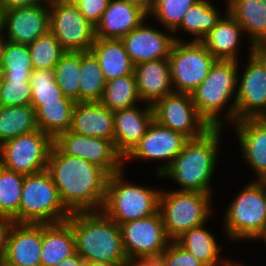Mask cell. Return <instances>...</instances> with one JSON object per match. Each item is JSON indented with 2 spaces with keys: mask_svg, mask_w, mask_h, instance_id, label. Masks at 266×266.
I'll list each match as a JSON object with an SVG mask.
<instances>
[{
  "mask_svg": "<svg viewBox=\"0 0 266 266\" xmlns=\"http://www.w3.org/2000/svg\"><path fill=\"white\" fill-rule=\"evenodd\" d=\"M46 170L62 203L71 213L102 210L109 174L101 167L66 155L53 145Z\"/></svg>",
  "mask_w": 266,
  "mask_h": 266,
  "instance_id": "6da1fadb",
  "label": "cell"
},
{
  "mask_svg": "<svg viewBox=\"0 0 266 266\" xmlns=\"http://www.w3.org/2000/svg\"><path fill=\"white\" fill-rule=\"evenodd\" d=\"M226 131L227 128H211L203 136L189 139L171 166L162 174V179L172 180L171 183L176 185L174 190L214 195L216 186L213 189V179L218 173L221 142Z\"/></svg>",
  "mask_w": 266,
  "mask_h": 266,
  "instance_id": "7a4b0ae2",
  "label": "cell"
},
{
  "mask_svg": "<svg viewBox=\"0 0 266 266\" xmlns=\"http://www.w3.org/2000/svg\"><path fill=\"white\" fill-rule=\"evenodd\" d=\"M67 221L75 238V252L84 261L129 264L120 226L102 210L72 212Z\"/></svg>",
  "mask_w": 266,
  "mask_h": 266,
  "instance_id": "3957f363",
  "label": "cell"
},
{
  "mask_svg": "<svg viewBox=\"0 0 266 266\" xmlns=\"http://www.w3.org/2000/svg\"><path fill=\"white\" fill-rule=\"evenodd\" d=\"M238 68L239 61L216 60L191 93L198 113L211 128H228L236 122Z\"/></svg>",
  "mask_w": 266,
  "mask_h": 266,
  "instance_id": "277c9868",
  "label": "cell"
},
{
  "mask_svg": "<svg viewBox=\"0 0 266 266\" xmlns=\"http://www.w3.org/2000/svg\"><path fill=\"white\" fill-rule=\"evenodd\" d=\"M234 194L220 222L225 240L257 242L266 233V182L249 180Z\"/></svg>",
  "mask_w": 266,
  "mask_h": 266,
  "instance_id": "5b68a950",
  "label": "cell"
},
{
  "mask_svg": "<svg viewBox=\"0 0 266 266\" xmlns=\"http://www.w3.org/2000/svg\"><path fill=\"white\" fill-rule=\"evenodd\" d=\"M129 169L109 175L102 211L119 226L140 220L159 210L161 188L133 182L127 178ZM128 179V180H127Z\"/></svg>",
  "mask_w": 266,
  "mask_h": 266,
  "instance_id": "8992f818",
  "label": "cell"
},
{
  "mask_svg": "<svg viewBox=\"0 0 266 266\" xmlns=\"http://www.w3.org/2000/svg\"><path fill=\"white\" fill-rule=\"evenodd\" d=\"M164 188L159 196V212L167 237L171 241H175L191 228L207 224L216 216L213 205L215 195L167 189L166 186Z\"/></svg>",
  "mask_w": 266,
  "mask_h": 266,
  "instance_id": "52a82bcc",
  "label": "cell"
},
{
  "mask_svg": "<svg viewBox=\"0 0 266 266\" xmlns=\"http://www.w3.org/2000/svg\"><path fill=\"white\" fill-rule=\"evenodd\" d=\"M71 212L62 203L47 170L25 175L20 202V223L50 224L66 221Z\"/></svg>",
  "mask_w": 266,
  "mask_h": 266,
  "instance_id": "ba28073f",
  "label": "cell"
},
{
  "mask_svg": "<svg viewBox=\"0 0 266 266\" xmlns=\"http://www.w3.org/2000/svg\"><path fill=\"white\" fill-rule=\"evenodd\" d=\"M174 92L191 94L216 59L201 42L175 41L168 57Z\"/></svg>",
  "mask_w": 266,
  "mask_h": 266,
  "instance_id": "9c48e42d",
  "label": "cell"
},
{
  "mask_svg": "<svg viewBox=\"0 0 266 266\" xmlns=\"http://www.w3.org/2000/svg\"><path fill=\"white\" fill-rule=\"evenodd\" d=\"M189 139L181 133L175 132L165 127L155 120L149 125L146 134L141 138L134 149L123 159V168L132 161L156 162L154 167L157 181L162 178V174L171 166L174 159L183 150L185 143ZM160 162V163H159Z\"/></svg>",
  "mask_w": 266,
  "mask_h": 266,
  "instance_id": "30bf717a",
  "label": "cell"
},
{
  "mask_svg": "<svg viewBox=\"0 0 266 266\" xmlns=\"http://www.w3.org/2000/svg\"><path fill=\"white\" fill-rule=\"evenodd\" d=\"M54 139L40 129L20 135L0 145V164L24 175L47 169Z\"/></svg>",
  "mask_w": 266,
  "mask_h": 266,
  "instance_id": "8fae6325",
  "label": "cell"
},
{
  "mask_svg": "<svg viewBox=\"0 0 266 266\" xmlns=\"http://www.w3.org/2000/svg\"><path fill=\"white\" fill-rule=\"evenodd\" d=\"M49 31L65 52L90 51L95 26L66 0H49Z\"/></svg>",
  "mask_w": 266,
  "mask_h": 266,
  "instance_id": "7c38bea8",
  "label": "cell"
},
{
  "mask_svg": "<svg viewBox=\"0 0 266 266\" xmlns=\"http://www.w3.org/2000/svg\"><path fill=\"white\" fill-rule=\"evenodd\" d=\"M120 229L129 262L157 260L171 241L165 232L159 210L140 220L121 224Z\"/></svg>",
  "mask_w": 266,
  "mask_h": 266,
  "instance_id": "4fadbf2b",
  "label": "cell"
},
{
  "mask_svg": "<svg viewBox=\"0 0 266 266\" xmlns=\"http://www.w3.org/2000/svg\"><path fill=\"white\" fill-rule=\"evenodd\" d=\"M152 108L156 122L188 139L199 138L211 129L198 113L191 94L173 92L157 100Z\"/></svg>",
  "mask_w": 266,
  "mask_h": 266,
  "instance_id": "5bb4252c",
  "label": "cell"
},
{
  "mask_svg": "<svg viewBox=\"0 0 266 266\" xmlns=\"http://www.w3.org/2000/svg\"><path fill=\"white\" fill-rule=\"evenodd\" d=\"M244 58L239 60L235 119L266 118V69L251 52Z\"/></svg>",
  "mask_w": 266,
  "mask_h": 266,
  "instance_id": "9a60e30c",
  "label": "cell"
},
{
  "mask_svg": "<svg viewBox=\"0 0 266 266\" xmlns=\"http://www.w3.org/2000/svg\"><path fill=\"white\" fill-rule=\"evenodd\" d=\"M54 145L64 154L85 159L105 170L109 175L123 169V158L109 139L83 136L66 131L54 139Z\"/></svg>",
  "mask_w": 266,
  "mask_h": 266,
  "instance_id": "2e32d148",
  "label": "cell"
},
{
  "mask_svg": "<svg viewBox=\"0 0 266 266\" xmlns=\"http://www.w3.org/2000/svg\"><path fill=\"white\" fill-rule=\"evenodd\" d=\"M149 20L145 19L137 28L120 39L134 65L168 58L175 42L172 31L162 26L159 29L158 24L156 27L152 24L153 20Z\"/></svg>",
  "mask_w": 266,
  "mask_h": 266,
  "instance_id": "e0dca14e",
  "label": "cell"
},
{
  "mask_svg": "<svg viewBox=\"0 0 266 266\" xmlns=\"http://www.w3.org/2000/svg\"><path fill=\"white\" fill-rule=\"evenodd\" d=\"M229 127L235 132L241 161L254 173V179L251 178L250 181H265L266 118H247L236 121Z\"/></svg>",
  "mask_w": 266,
  "mask_h": 266,
  "instance_id": "ac0fdd59",
  "label": "cell"
},
{
  "mask_svg": "<svg viewBox=\"0 0 266 266\" xmlns=\"http://www.w3.org/2000/svg\"><path fill=\"white\" fill-rule=\"evenodd\" d=\"M49 32V0L4 11L3 35L7 41L30 44Z\"/></svg>",
  "mask_w": 266,
  "mask_h": 266,
  "instance_id": "d6986e66",
  "label": "cell"
},
{
  "mask_svg": "<svg viewBox=\"0 0 266 266\" xmlns=\"http://www.w3.org/2000/svg\"><path fill=\"white\" fill-rule=\"evenodd\" d=\"M114 146L124 159L146 134L154 120L152 105L142 102L134 107L113 112Z\"/></svg>",
  "mask_w": 266,
  "mask_h": 266,
  "instance_id": "ffe728a7",
  "label": "cell"
},
{
  "mask_svg": "<svg viewBox=\"0 0 266 266\" xmlns=\"http://www.w3.org/2000/svg\"><path fill=\"white\" fill-rule=\"evenodd\" d=\"M43 224L14 223L11 228L4 266H41Z\"/></svg>",
  "mask_w": 266,
  "mask_h": 266,
  "instance_id": "44dd1931",
  "label": "cell"
},
{
  "mask_svg": "<svg viewBox=\"0 0 266 266\" xmlns=\"http://www.w3.org/2000/svg\"><path fill=\"white\" fill-rule=\"evenodd\" d=\"M246 40L242 27L227 12L200 42L216 60L239 61L242 59L241 49L244 45L247 47L246 51L251 52L252 44L250 42L244 44Z\"/></svg>",
  "mask_w": 266,
  "mask_h": 266,
  "instance_id": "7402d4cb",
  "label": "cell"
},
{
  "mask_svg": "<svg viewBox=\"0 0 266 266\" xmlns=\"http://www.w3.org/2000/svg\"><path fill=\"white\" fill-rule=\"evenodd\" d=\"M147 18L148 14L136 5L122 0H110L108 8L95 26V37L121 39Z\"/></svg>",
  "mask_w": 266,
  "mask_h": 266,
  "instance_id": "603a6c76",
  "label": "cell"
},
{
  "mask_svg": "<svg viewBox=\"0 0 266 266\" xmlns=\"http://www.w3.org/2000/svg\"><path fill=\"white\" fill-rule=\"evenodd\" d=\"M206 225L210 224L189 229L175 241L204 266H235L238 259H233L232 255L230 258L223 253L221 254L222 249H224L222 243H219L215 231L212 232Z\"/></svg>",
  "mask_w": 266,
  "mask_h": 266,
  "instance_id": "cb8c5ba5",
  "label": "cell"
},
{
  "mask_svg": "<svg viewBox=\"0 0 266 266\" xmlns=\"http://www.w3.org/2000/svg\"><path fill=\"white\" fill-rule=\"evenodd\" d=\"M68 131L114 143V115L100 102H76Z\"/></svg>",
  "mask_w": 266,
  "mask_h": 266,
  "instance_id": "d4e9b609",
  "label": "cell"
},
{
  "mask_svg": "<svg viewBox=\"0 0 266 266\" xmlns=\"http://www.w3.org/2000/svg\"><path fill=\"white\" fill-rule=\"evenodd\" d=\"M223 1L224 12L212 0H198L194 3L184 15L181 25L173 32L175 41L200 42L228 12L227 0ZM186 34L189 35L188 39Z\"/></svg>",
  "mask_w": 266,
  "mask_h": 266,
  "instance_id": "484cf974",
  "label": "cell"
},
{
  "mask_svg": "<svg viewBox=\"0 0 266 266\" xmlns=\"http://www.w3.org/2000/svg\"><path fill=\"white\" fill-rule=\"evenodd\" d=\"M134 76L142 102L153 105L174 92L168 58L146 61L135 65Z\"/></svg>",
  "mask_w": 266,
  "mask_h": 266,
  "instance_id": "4316f807",
  "label": "cell"
},
{
  "mask_svg": "<svg viewBox=\"0 0 266 266\" xmlns=\"http://www.w3.org/2000/svg\"><path fill=\"white\" fill-rule=\"evenodd\" d=\"M75 253V238L71 224L66 220L43 224L41 266H57Z\"/></svg>",
  "mask_w": 266,
  "mask_h": 266,
  "instance_id": "83f0119b",
  "label": "cell"
},
{
  "mask_svg": "<svg viewBox=\"0 0 266 266\" xmlns=\"http://www.w3.org/2000/svg\"><path fill=\"white\" fill-rule=\"evenodd\" d=\"M90 51L98 60L106 81L134 74L135 65L120 39L95 38Z\"/></svg>",
  "mask_w": 266,
  "mask_h": 266,
  "instance_id": "f1b7e54d",
  "label": "cell"
},
{
  "mask_svg": "<svg viewBox=\"0 0 266 266\" xmlns=\"http://www.w3.org/2000/svg\"><path fill=\"white\" fill-rule=\"evenodd\" d=\"M228 13L239 23L251 44L266 40V8L262 0H227Z\"/></svg>",
  "mask_w": 266,
  "mask_h": 266,
  "instance_id": "f546056e",
  "label": "cell"
},
{
  "mask_svg": "<svg viewBox=\"0 0 266 266\" xmlns=\"http://www.w3.org/2000/svg\"><path fill=\"white\" fill-rule=\"evenodd\" d=\"M75 101L58 98V101L43 102L35 110L38 129L55 139L69 130Z\"/></svg>",
  "mask_w": 266,
  "mask_h": 266,
  "instance_id": "4dcf8cb0",
  "label": "cell"
},
{
  "mask_svg": "<svg viewBox=\"0 0 266 266\" xmlns=\"http://www.w3.org/2000/svg\"><path fill=\"white\" fill-rule=\"evenodd\" d=\"M38 130L35 109L29 105L0 106V145L23 134Z\"/></svg>",
  "mask_w": 266,
  "mask_h": 266,
  "instance_id": "1f68e13d",
  "label": "cell"
},
{
  "mask_svg": "<svg viewBox=\"0 0 266 266\" xmlns=\"http://www.w3.org/2000/svg\"><path fill=\"white\" fill-rule=\"evenodd\" d=\"M100 103L112 112L141 104L134 74L107 81Z\"/></svg>",
  "mask_w": 266,
  "mask_h": 266,
  "instance_id": "d6a6232c",
  "label": "cell"
},
{
  "mask_svg": "<svg viewBox=\"0 0 266 266\" xmlns=\"http://www.w3.org/2000/svg\"><path fill=\"white\" fill-rule=\"evenodd\" d=\"M80 75L79 102H100L107 81L91 51L81 52Z\"/></svg>",
  "mask_w": 266,
  "mask_h": 266,
  "instance_id": "836d02e7",
  "label": "cell"
},
{
  "mask_svg": "<svg viewBox=\"0 0 266 266\" xmlns=\"http://www.w3.org/2000/svg\"><path fill=\"white\" fill-rule=\"evenodd\" d=\"M25 175L0 164V217L20 223V202Z\"/></svg>",
  "mask_w": 266,
  "mask_h": 266,
  "instance_id": "e575fe53",
  "label": "cell"
},
{
  "mask_svg": "<svg viewBox=\"0 0 266 266\" xmlns=\"http://www.w3.org/2000/svg\"><path fill=\"white\" fill-rule=\"evenodd\" d=\"M81 52H65L54 68L55 80L65 97L79 102Z\"/></svg>",
  "mask_w": 266,
  "mask_h": 266,
  "instance_id": "d590c367",
  "label": "cell"
},
{
  "mask_svg": "<svg viewBox=\"0 0 266 266\" xmlns=\"http://www.w3.org/2000/svg\"><path fill=\"white\" fill-rule=\"evenodd\" d=\"M198 0H153L148 18L153 24L174 32L182 23L187 10Z\"/></svg>",
  "mask_w": 266,
  "mask_h": 266,
  "instance_id": "8d00e7d4",
  "label": "cell"
},
{
  "mask_svg": "<svg viewBox=\"0 0 266 266\" xmlns=\"http://www.w3.org/2000/svg\"><path fill=\"white\" fill-rule=\"evenodd\" d=\"M28 50L34 70H54L65 53L50 31L28 44Z\"/></svg>",
  "mask_w": 266,
  "mask_h": 266,
  "instance_id": "74e56055",
  "label": "cell"
},
{
  "mask_svg": "<svg viewBox=\"0 0 266 266\" xmlns=\"http://www.w3.org/2000/svg\"><path fill=\"white\" fill-rule=\"evenodd\" d=\"M1 67L3 78H30L34 68L28 45L7 41Z\"/></svg>",
  "mask_w": 266,
  "mask_h": 266,
  "instance_id": "f35d334b",
  "label": "cell"
},
{
  "mask_svg": "<svg viewBox=\"0 0 266 266\" xmlns=\"http://www.w3.org/2000/svg\"><path fill=\"white\" fill-rule=\"evenodd\" d=\"M29 83L32 89L30 105L36 110L43 102L58 101L65 97L55 80L54 70H33Z\"/></svg>",
  "mask_w": 266,
  "mask_h": 266,
  "instance_id": "ab89813d",
  "label": "cell"
},
{
  "mask_svg": "<svg viewBox=\"0 0 266 266\" xmlns=\"http://www.w3.org/2000/svg\"><path fill=\"white\" fill-rule=\"evenodd\" d=\"M30 78H3L0 84V106H23L31 103Z\"/></svg>",
  "mask_w": 266,
  "mask_h": 266,
  "instance_id": "60d3db41",
  "label": "cell"
},
{
  "mask_svg": "<svg viewBox=\"0 0 266 266\" xmlns=\"http://www.w3.org/2000/svg\"><path fill=\"white\" fill-rule=\"evenodd\" d=\"M156 261L160 266H204L176 241H170L165 251Z\"/></svg>",
  "mask_w": 266,
  "mask_h": 266,
  "instance_id": "b9f144b4",
  "label": "cell"
},
{
  "mask_svg": "<svg viewBox=\"0 0 266 266\" xmlns=\"http://www.w3.org/2000/svg\"><path fill=\"white\" fill-rule=\"evenodd\" d=\"M71 4L77 6L80 13L88 20L92 25L100 21L103 13L108 8L110 0H66Z\"/></svg>",
  "mask_w": 266,
  "mask_h": 266,
  "instance_id": "7bdbcfd3",
  "label": "cell"
},
{
  "mask_svg": "<svg viewBox=\"0 0 266 266\" xmlns=\"http://www.w3.org/2000/svg\"><path fill=\"white\" fill-rule=\"evenodd\" d=\"M15 221L11 218L0 217V261H3L8 244V237Z\"/></svg>",
  "mask_w": 266,
  "mask_h": 266,
  "instance_id": "ee69618b",
  "label": "cell"
},
{
  "mask_svg": "<svg viewBox=\"0 0 266 266\" xmlns=\"http://www.w3.org/2000/svg\"><path fill=\"white\" fill-rule=\"evenodd\" d=\"M251 54L266 69V40H260L252 43Z\"/></svg>",
  "mask_w": 266,
  "mask_h": 266,
  "instance_id": "f6af8a7d",
  "label": "cell"
},
{
  "mask_svg": "<svg viewBox=\"0 0 266 266\" xmlns=\"http://www.w3.org/2000/svg\"><path fill=\"white\" fill-rule=\"evenodd\" d=\"M42 1H45V0H0V4L5 10H7V9L16 8V7L33 6L38 3H41Z\"/></svg>",
  "mask_w": 266,
  "mask_h": 266,
  "instance_id": "bcb514c9",
  "label": "cell"
},
{
  "mask_svg": "<svg viewBox=\"0 0 266 266\" xmlns=\"http://www.w3.org/2000/svg\"><path fill=\"white\" fill-rule=\"evenodd\" d=\"M84 259L79 256L77 252H75L70 257L61 261L57 266H83Z\"/></svg>",
  "mask_w": 266,
  "mask_h": 266,
  "instance_id": "7dc6e473",
  "label": "cell"
},
{
  "mask_svg": "<svg viewBox=\"0 0 266 266\" xmlns=\"http://www.w3.org/2000/svg\"><path fill=\"white\" fill-rule=\"evenodd\" d=\"M122 1L136 5L142 8L147 14H149L153 0H122Z\"/></svg>",
  "mask_w": 266,
  "mask_h": 266,
  "instance_id": "c3c4849f",
  "label": "cell"
},
{
  "mask_svg": "<svg viewBox=\"0 0 266 266\" xmlns=\"http://www.w3.org/2000/svg\"><path fill=\"white\" fill-rule=\"evenodd\" d=\"M128 266H160V264L156 260L132 261Z\"/></svg>",
  "mask_w": 266,
  "mask_h": 266,
  "instance_id": "681fc988",
  "label": "cell"
},
{
  "mask_svg": "<svg viewBox=\"0 0 266 266\" xmlns=\"http://www.w3.org/2000/svg\"><path fill=\"white\" fill-rule=\"evenodd\" d=\"M129 264H111L104 262L85 261L83 266H128Z\"/></svg>",
  "mask_w": 266,
  "mask_h": 266,
  "instance_id": "f907efd6",
  "label": "cell"
},
{
  "mask_svg": "<svg viewBox=\"0 0 266 266\" xmlns=\"http://www.w3.org/2000/svg\"><path fill=\"white\" fill-rule=\"evenodd\" d=\"M6 43H7V39L4 37L3 33L0 34V65L3 59Z\"/></svg>",
  "mask_w": 266,
  "mask_h": 266,
  "instance_id": "816d5d0a",
  "label": "cell"
},
{
  "mask_svg": "<svg viewBox=\"0 0 266 266\" xmlns=\"http://www.w3.org/2000/svg\"><path fill=\"white\" fill-rule=\"evenodd\" d=\"M4 11L5 9L0 4V34L3 33Z\"/></svg>",
  "mask_w": 266,
  "mask_h": 266,
  "instance_id": "f5cc1de1",
  "label": "cell"
},
{
  "mask_svg": "<svg viewBox=\"0 0 266 266\" xmlns=\"http://www.w3.org/2000/svg\"><path fill=\"white\" fill-rule=\"evenodd\" d=\"M257 242H260V243L263 242L266 247V233Z\"/></svg>",
  "mask_w": 266,
  "mask_h": 266,
  "instance_id": "db71d44e",
  "label": "cell"
},
{
  "mask_svg": "<svg viewBox=\"0 0 266 266\" xmlns=\"http://www.w3.org/2000/svg\"><path fill=\"white\" fill-rule=\"evenodd\" d=\"M249 264L250 263L246 264V262H243V261L242 262H240V261L238 262V266H252V265H249Z\"/></svg>",
  "mask_w": 266,
  "mask_h": 266,
  "instance_id": "11a10c76",
  "label": "cell"
},
{
  "mask_svg": "<svg viewBox=\"0 0 266 266\" xmlns=\"http://www.w3.org/2000/svg\"><path fill=\"white\" fill-rule=\"evenodd\" d=\"M2 80H3V70H2V67L0 65V84L2 83Z\"/></svg>",
  "mask_w": 266,
  "mask_h": 266,
  "instance_id": "9f6ffc18",
  "label": "cell"
},
{
  "mask_svg": "<svg viewBox=\"0 0 266 266\" xmlns=\"http://www.w3.org/2000/svg\"><path fill=\"white\" fill-rule=\"evenodd\" d=\"M262 1H263V4H264L265 8H266V0H262Z\"/></svg>",
  "mask_w": 266,
  "mask_h": 266,
  "instance_id": "6f0895ef",
  "label": "cell"
},
{
  "mask_svg": "<svg viewBox=\"0 0 266 266\" xmlns=\"http://www.w3.org/2000/svg\"><path fill=\"white\" fill-rule=\"evenodd\" d=\"M0 266H4V263H3V261H0Z\"/></svg>",
  "mask_w": 266,
  "mask_h": 266,
  "instance_id": "680465c9",
  "label": "cell"
}]
</instances>
